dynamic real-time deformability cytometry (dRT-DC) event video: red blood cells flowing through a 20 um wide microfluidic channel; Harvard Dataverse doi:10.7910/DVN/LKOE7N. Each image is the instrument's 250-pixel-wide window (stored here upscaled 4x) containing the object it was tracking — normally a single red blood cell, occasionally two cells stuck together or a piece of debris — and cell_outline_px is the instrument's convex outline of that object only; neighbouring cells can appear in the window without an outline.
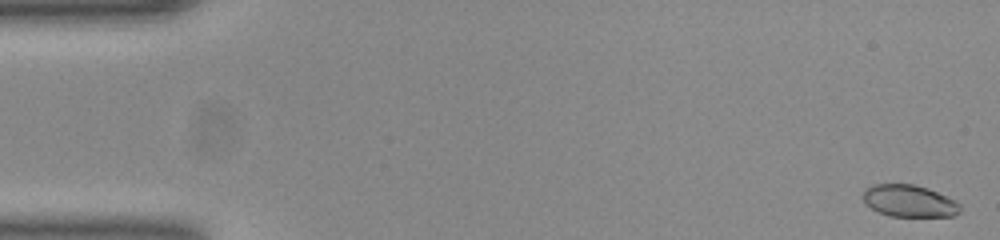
{"species": "common noctule bat (a hibernating species)", "species_latin": "Nyctalus noctula", "temperature_condition": "room temperature", "stored_images_in_passage": 53, "camera_frame_rate_fps": 3000, "um_per_image_px": 0.085, "animal": {"sex": "female", "body_mass_g": 23.0, "forearm_length_mm": 53.4}, "frame": {"image": 1, "passage_image": 2, "time_ms": 0.333, "image_size_px": [1000, 240], "cell_outline_px": [[960, 212], [952, 216], [892, 216], [880, 212], [872, 208], [864, 200], [864, 188], [872, 184], [912, 184], [928, 188], [956, 200], [960, 204]], "centroid_in_image_um": [77.31, 17.07], "position_along_channel_um": 7.7, "area_um2": 17.98}}
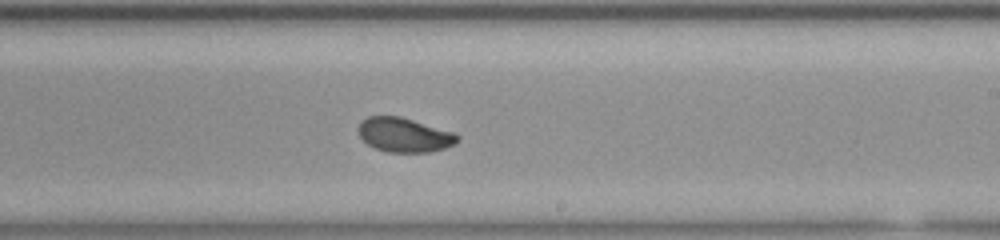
{"frame": {"image": 2, "passage_image": 32, "time_ms": 10.333, "image_size_px": [1000, 240], "cell_outline_px": [[460, 140], [444, 148], [428, 152], [388, 152], [376, 148], [368, 144], [360, 136], [360, 124], [368, 116], [400, 116], [452, 132], [460, 136]], "centroid_in_image_um": [34.38, 11.47], "position_along_channel_um": 254.6, "area_um2": 19.36}}
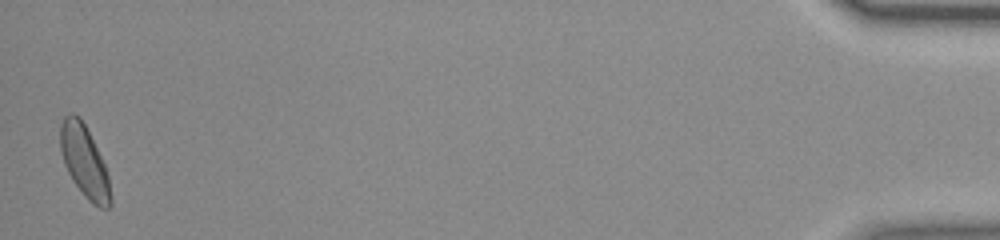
{"frame": {"image": 3, "passage_image": 53, "time_ms": 17.333, "image_size_px": [1000, 240], "cell_outline_px": [[112, 204], [108, 208], [100, 208], [92, 204], [84, 196], [72, 180], [64, 164], [60, 148], [60, 124], [64, 116], [68, 112], [72, 112], [80, 116], [104, 164], [108, 176], [112, 196]], "centroid_in_image_um": [7.16, 13.74], "position_along_channel_um": 428.0, "area_um2": 21.04}, "authors_computed_cell_mechanics": {"area_um2": 19.9988, "velocity_mm_per_s": 3.8633, "shape_relaxation_time_tau1_ms": 2.3176, "shape_relaxation_time_tau2_ms": 1.4368, "deformation_change_tau1": 0.1113, "deformation_change_tau2": 0.0455}}